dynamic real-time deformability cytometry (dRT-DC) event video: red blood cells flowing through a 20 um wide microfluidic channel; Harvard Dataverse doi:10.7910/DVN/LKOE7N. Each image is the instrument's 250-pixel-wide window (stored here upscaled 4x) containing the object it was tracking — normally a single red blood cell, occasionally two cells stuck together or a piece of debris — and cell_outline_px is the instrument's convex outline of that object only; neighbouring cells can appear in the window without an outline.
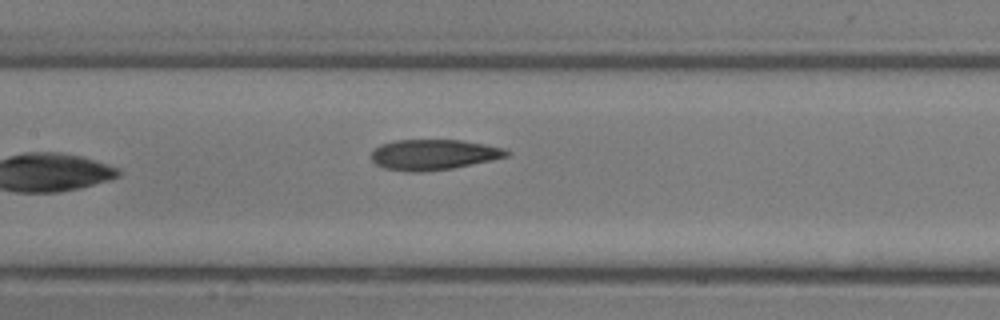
{"species": "common noctule bat (a hibernating species)", "species_latin": "Nyctalus noctula", "temperature_condition": "room temperature", "stored_images_in_passage": 14, "camera_frame_rate_fps": 3000, "um_per_image_px": 0.085, "animal": {"sex": "male", "body_mass_g": 13.3}, "frame": {"image": 1, "passage_image": 14, "time_ms": 4.333, "image_size_px": [1000, 320], "cell_outline_px": [[512, 152], [508, 156], [492, 160], [452, 168], [424, 172], [408, 172], [384, 168], [376, 164], [372, 160], [372, 148], [380, 144], [396, 140], [460, 140], [484, 144], [504, 148]], "centroid_in_image_um": [36.84, 13.14], "position_along_channel_um": 170.6, "area_um2": 24.16}}